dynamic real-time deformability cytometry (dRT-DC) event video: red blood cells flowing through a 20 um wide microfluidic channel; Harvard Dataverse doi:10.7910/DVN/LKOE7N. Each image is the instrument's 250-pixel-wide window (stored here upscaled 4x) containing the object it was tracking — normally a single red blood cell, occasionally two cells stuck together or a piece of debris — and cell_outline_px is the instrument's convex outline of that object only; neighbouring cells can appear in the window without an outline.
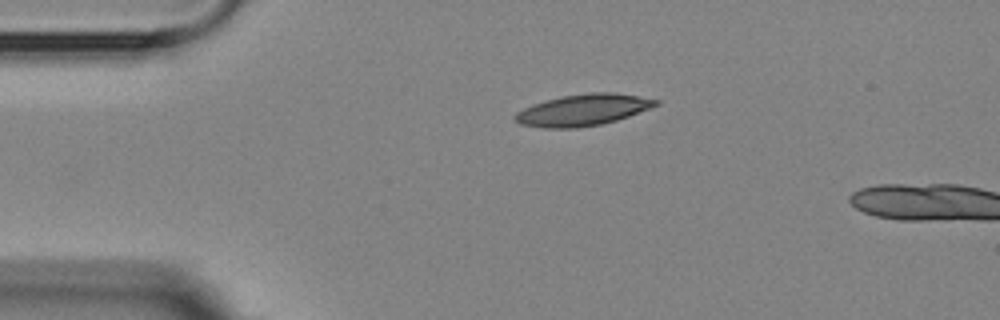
{"species": "Egyptian fruit bat (a non-hibernating species)", "species_latin": "Rousettus aegyptiacus", "temperature_condition": "room temperature", "stored_images_in_passage": 2, "camera_frame_rate_fps": 3000, "um_per_image_px": 0.085, "animal": {"sex": "female"}, "frame": {"image": 1, "passage_image": 1, "time_ms": 0.0, "image_size_px": [1000, 320], "cell_outline_px": [[660, 104], [628, 116], [616, 120], [600, 124], [576, 128], [544, 128], [520, 124], [512, 116], [516, 112], [532, 104], [544, 100], [560, 96], [588, 92], [616, 92], [660, 100]], "centroid_in_image_um": [49.53, 9.33], "position_along_channel_um": 35.5, "area_um2": 25.89}}